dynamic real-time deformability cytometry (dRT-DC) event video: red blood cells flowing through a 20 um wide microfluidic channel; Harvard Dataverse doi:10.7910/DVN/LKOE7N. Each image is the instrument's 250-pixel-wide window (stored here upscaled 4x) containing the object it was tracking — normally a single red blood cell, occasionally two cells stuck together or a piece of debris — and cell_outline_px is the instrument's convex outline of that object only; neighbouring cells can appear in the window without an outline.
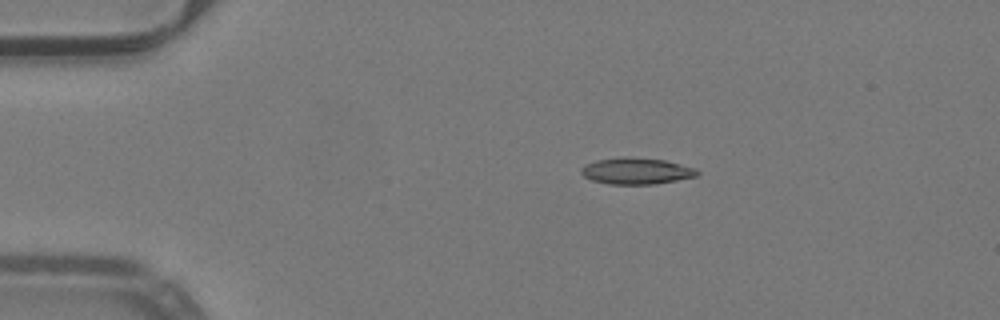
{"species": "common noctule bat (a hibernating species)", "species_latin": "Nyctalus noctula", "temperature_condition": "warm", "stored_images_in_passage": 42, "camera_frame_rate_fps": 3000, "um_per_image_px": 0.085, "animal": {"sex": "male", "body_mass_g": 19.2, "forearm_length_mm": 51.8}, "frame": {"image": 1, "passage_image": 1, "time_ms": 0.0, "image_size_px": [1000, 320], "cell_outline_px": [[700, 172], [696, 176], [656, 184], [608, 184], [592, 180], [584, 176], [580, 172], [580, 168], [584, 164], [596, 160], [620, 156], [628, 156], [664, 160], [696, 168]], "centroid_in_image_um": [54.05, 14.52], "position_along_channel_um": 31.0, "area_um2": 18.03}}
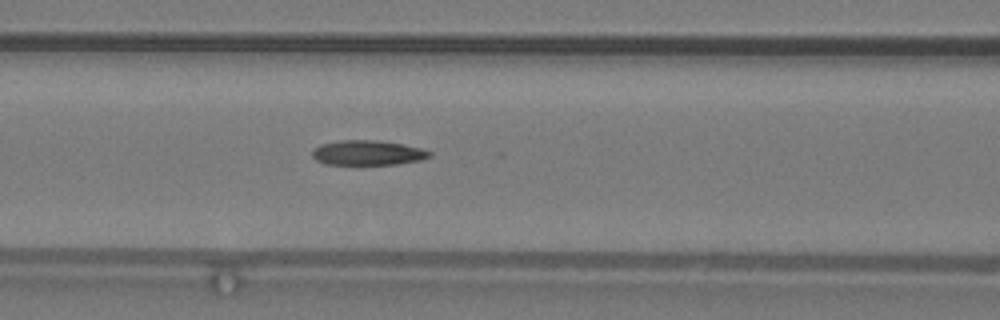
{"frame": {"image": 2, "passage_image": 13, "time_ms": 4.0, "image_size_px": [1000, 320], "cell_outline_px": [[432, 156], [420, 160], [396, 164], [324, 164], [316, 160], [312, 156], [312, 148], [320, 144], [340, 140], [376, 140], [400, 144], [420, 148], [432, 152]], "centroid_in_image_um": [31.21, 12.98], "position_along_channel_um": 135.4, "area_um2": 16.94}}
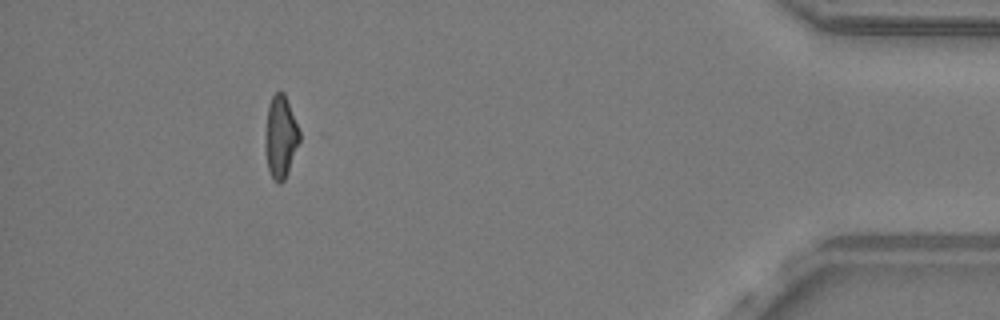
{"frame": {"image": 3, "passage_image": 38, "time_ms": 12.333, "image_size_px": [1000, 320], "cell_outline_px": [[300, 140], [288, 172], [284, 180], [280, 184], [272, 176], [268, 168], [264, 152], [264, 136], [268, 104], [272, 96], [280, 88], [284, 92], [300, 132]], "centroid_in_image_um": [23.82, 11.6], "position_along_channel_um": 411.4, "area_um2": 16.65}, "authors_computed_cell_mechanics": {"area_um2": 17.3689, "velocity_mm_per_s": 4.0202, "shape_relaxation_time_tau1_ms": 9.1707, "shape_relaxation_time_tau2_ms": 4.0241, "deformation_change_tau1": 0.2524, "deformation_change_tau2": 0.1056}}